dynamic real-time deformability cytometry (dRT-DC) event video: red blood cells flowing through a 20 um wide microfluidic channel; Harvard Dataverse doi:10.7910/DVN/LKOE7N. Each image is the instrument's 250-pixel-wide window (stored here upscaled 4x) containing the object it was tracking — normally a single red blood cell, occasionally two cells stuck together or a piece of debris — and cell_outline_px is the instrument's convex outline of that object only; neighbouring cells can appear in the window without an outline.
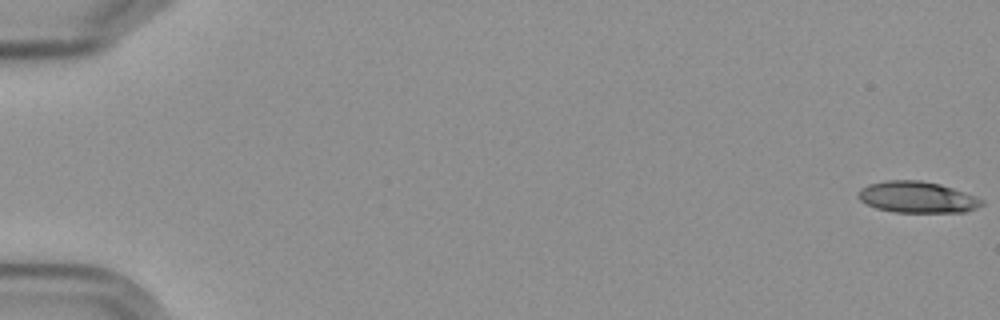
{"species": "Egyptian fruit bat (a non-hibernating species)", "species_latin": "Rousettus aegyptiacus", "temperature_condition": "cold", "stored_images_in_passage": 6, "camera_frame_rate_fps": 3000, "um_per_image_px": 0.085, "frame": {"image": 1, "passage_image": 1, "time_ms": 0.0, "image_size_px": [1000, 320], "cell_outline_px": [[984, 204], [976, 208], [964, 212], [896, 212], [876, 208], [860, 200], [856, 196], [860, 188], [868, 184], [884, 180], [920, 180], [940, 184], [952, 188], [984, 200]], "centroid_in_image_um": [77.92, 16.75], "position_along_channel_um": 7.1, "area_um2": 22.48}}